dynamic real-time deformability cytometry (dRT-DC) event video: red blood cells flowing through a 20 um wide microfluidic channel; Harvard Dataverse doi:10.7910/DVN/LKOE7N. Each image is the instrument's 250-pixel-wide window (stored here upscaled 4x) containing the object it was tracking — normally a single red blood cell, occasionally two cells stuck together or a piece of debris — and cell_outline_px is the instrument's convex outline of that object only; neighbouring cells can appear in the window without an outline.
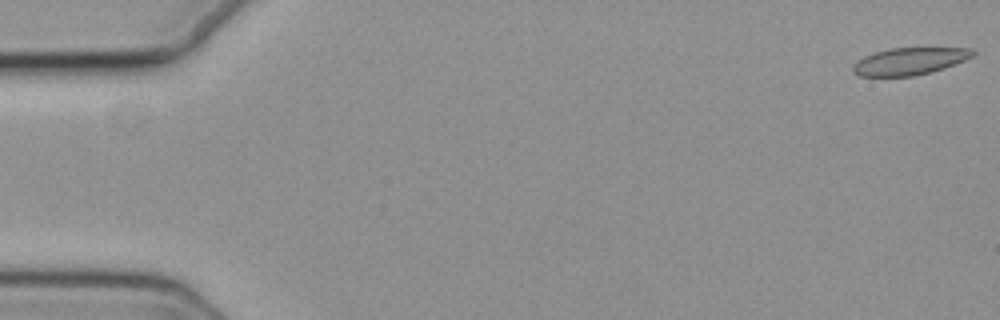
{"species": "common noctule bat (a hibernating species)", "species_latin": "Nyctalus noctula", "temperature_condition": "cold", "stored_images_in_passage": 51, "camera_frame_rate_fps": 3000, "um_per_image_px": 0.085, "animal": {"sex": "female", "body_mass_g": 19.3, "forearm_length_mm": 54.1}, "frame": {"image": 1, "passage_image": 1, "time_ms": 0.0, "image_size_px": [1000, 320], "cell_outline_px": [[976, 56], [956, 64], [944, 68], [912, 76], [860, 76], [852, 72], [852, 68], [856, 60], [864, 56], [888, 48], [972, 48], [976, 52]], "centroid_in_image_um": [77.33, 5.2], "position_along_channel_um": 7.7, "area_um2": 19.07}}
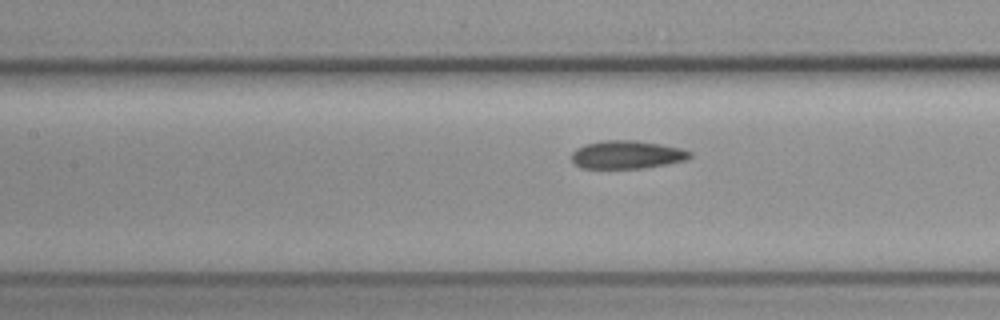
{"frame": {"image": 2, "passage_image": 25, "time_ms": 8.0, "image_size_px": [1000, 320], "cell_outline_px": [[692, 156], [684, 160], [664, 164], [640, 168], [580, 168], [572, 160], [572, 152], [576, 148], [584, 144], [604, 140], [636, 140], [660, 144], [680, 148], [692, 152]], "centroid_in_image_um": [53.25, 13.13], "position_along_channel_um": 154.1, "area_um2": 19.25}}
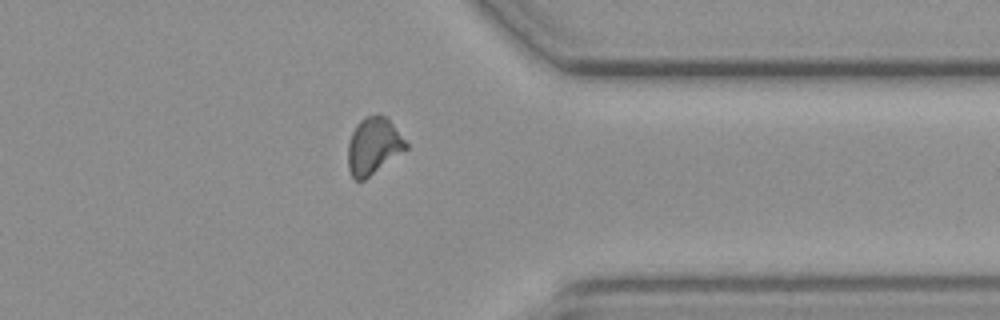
{"frame": {"image": 3, "passage_image": 44, "time_ms": 14.333, "image_size_px": [1000, 320], "cell_outline_px": [[408, 148], [364, 180], [356, 180], [352, 176], [348, 168], [348, 144], [352, 132], [356, 124], [364, 116], [376, 112], [388, 116], [408, 144]], "centroid_in_image_um": [31.75, 12.35], "position_along_channel_um": 379.7, "area_um2": 19.48}, "authors_computed_cell_mechanics": {"area_um2": 19.3052, "velocity_mm_per_s": 3.7079, "shape_relaxation_time_tau1_ms": null, "shape_relaxation_time_tau2_ms": 3.4529, "deformation_change_tau1": null, "deformation_change_tau2": 0.0928}}